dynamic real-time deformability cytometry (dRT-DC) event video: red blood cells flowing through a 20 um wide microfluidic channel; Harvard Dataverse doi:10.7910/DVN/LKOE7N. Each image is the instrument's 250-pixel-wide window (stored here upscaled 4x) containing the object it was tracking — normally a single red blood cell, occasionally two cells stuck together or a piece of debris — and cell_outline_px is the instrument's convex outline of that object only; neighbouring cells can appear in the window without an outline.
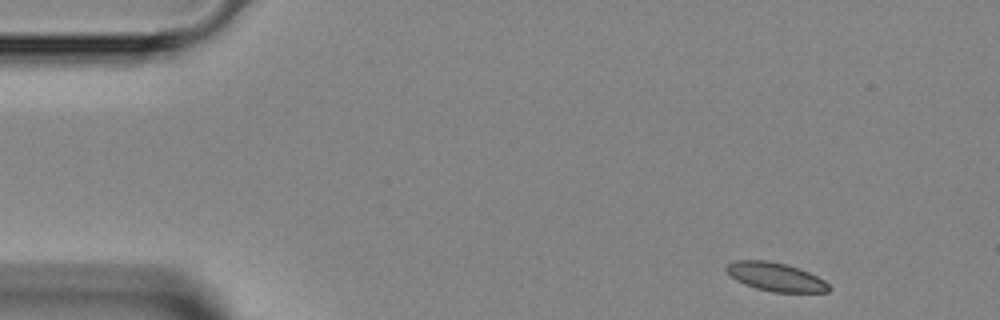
{"species": "Egyptian fruit bat (a non-hibernating species)", "species_latin": "Rousettus aegyptiacus", "temperature_condition": "room temperature", "stored_images_in_passage": 44, "camera_frame_rate_fps": 3000, "um_per_image_px": 0.085, "animal": {"sex": "female"}, "frame": {"image": 1, "passage_image": 1, "time_ms": 0.0, "image_size_px": [1000, 320], "cell_outline_px": [[832, 288], [828, 292], [772, 292], [756, 288], [744, 284], [736, 280], [724, 268], [728, 264], [736, 260], [768, 260], [784, 264], [808, 272], [824, 280]], "centroid_in_image_um": [65.92, 23.54], "position_along_channel_um": 19.1, "area_um2": 16.88}}
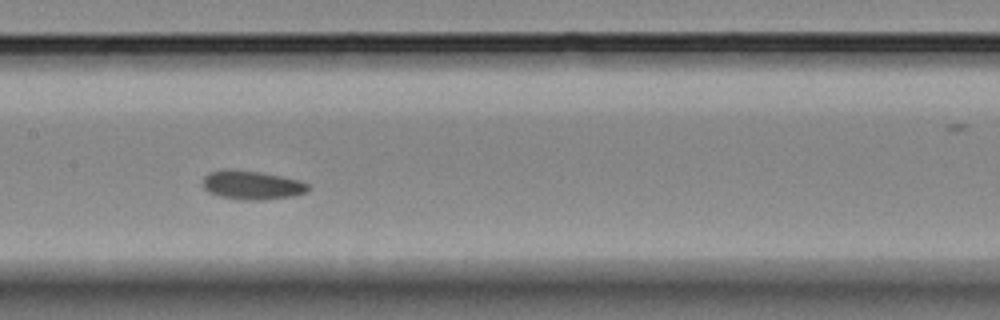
{"frame": {"image": 2, "passage_image": 19, "time_ms": 6.0, "image_size_px": [1000, 320], "cell_outline_px": [[312, 188], [308, 192], [292, 196], [264, 200], [244, 200], [220, 196], [208, 192], [204, 188], [204, 176], [208, 172], [224, 168], [228, 168], [260, 172], [300, 180], [308, 184]], "centroid_in_image_um": [21.43, 15.72], "position_along_channel_um": 186.0, "area_um2": 17.92}}
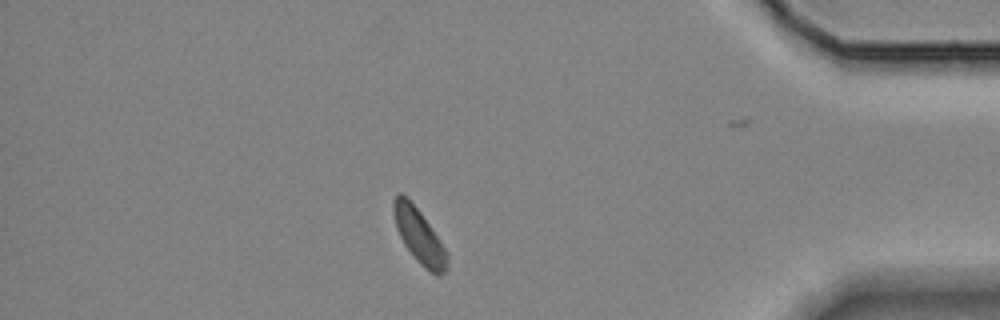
{"frame": {"image": 3, "passage_image": 37, "time_ms": 12.0, "image_size_px": [1000, 320], "cell_outline_px": [[448, 268], [440, 276], [436, 276], [424, 268], [416, 260], [404, 244], [396, 228], [392, 212], [392, 204], [396, 196], [400, 192], [420, 212], [440, 240], [448, 252]], "centroid_in_image_um": [35.64, 20.12], "position_along_channel_um": 399.6, "area_um2": 16.94}}